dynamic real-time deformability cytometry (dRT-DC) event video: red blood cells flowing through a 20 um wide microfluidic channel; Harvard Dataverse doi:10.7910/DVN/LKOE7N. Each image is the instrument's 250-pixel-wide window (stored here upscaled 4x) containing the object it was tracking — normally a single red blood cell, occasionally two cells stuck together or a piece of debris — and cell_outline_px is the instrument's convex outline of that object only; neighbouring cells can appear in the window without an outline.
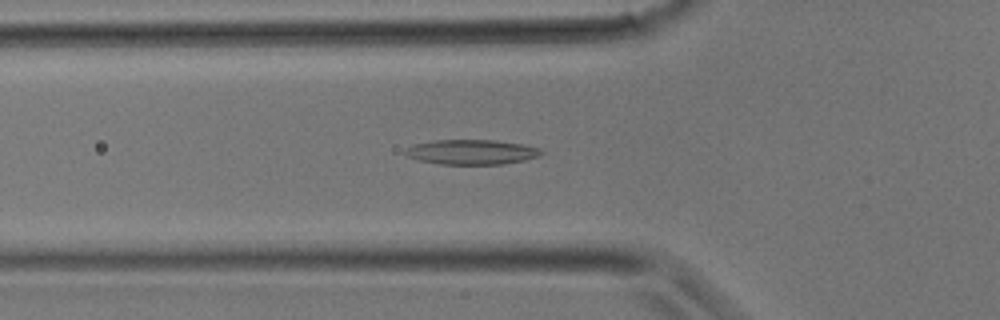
{"species": "common noctule bat (a hibernating species)", "species_latin": "Nyctalus noctula", "temperature_condition": "room temperature", "stored_images_in_passage": 30, "camera_frame_rate_fps": 3000, "um_per_image_px": 0.085, "animal": {"sex": "male", "body_mass_g": 17.9}, "frame": {"image": 1, "passage_image": 9, "time_ms": 2.667, "image_size_px": [1000, 320], "cell_outline_px": [[544, 152], [536, 156], [524, 160], [500, 164], [440, 164], [420, 160], [408, 156], [404, 152], [404, 148], [412, 144], [432, 140], [492, 140], [524, 144], [540, 148]], "centroid_in_image_um": [40.04, 12.91], "position_along_channel_um": 85.8, "area_um2": 19.65}}
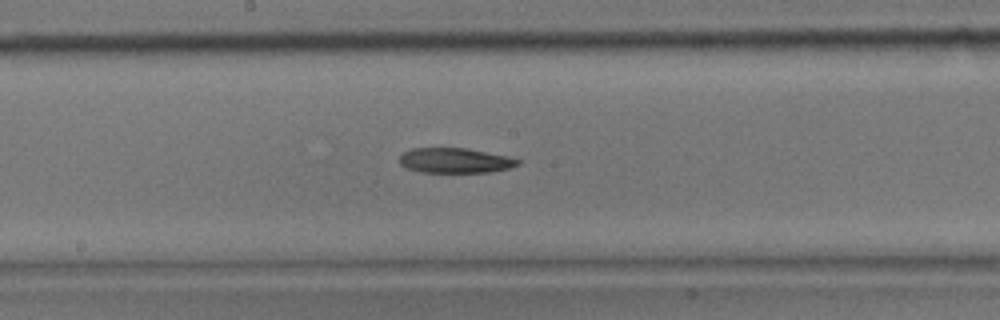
{"frame": {"image": 2, "passage_image": 15, "time_ms": 4.667, "image_size_px": [1000, 320], "cell_outline_px": [[520, 164], [512, 168], [492, 172], [420, 172], [408, 168], [400, 164], [400, 156], [404, 152], [412, 148], [468, 148], [508, 156], [520, 160]], "centroid_in_image_um": [38.73, 13.64], "position_along_channel_um": 209.5, "area_um2": 17.34}}
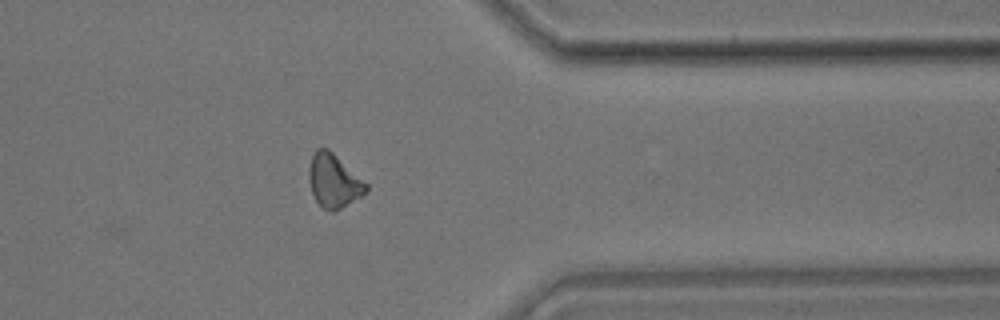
{"frame": {"image": 3, "passage_image": 24, "time_ms": 7.667, "image_size_px": [1000, 320], "cell_outline_px": [[368, 188], [360, 196], [336, 212], [332, 212], [320, 208], [312, 192], [308, 180], [308, 168], [312, 152], [316, 148], [328, 148], [368, 184]], "centroid_in_image_um": [28.32, 15.37], "position_along_channel_um": 383.1, "area_um2": 17.98}}